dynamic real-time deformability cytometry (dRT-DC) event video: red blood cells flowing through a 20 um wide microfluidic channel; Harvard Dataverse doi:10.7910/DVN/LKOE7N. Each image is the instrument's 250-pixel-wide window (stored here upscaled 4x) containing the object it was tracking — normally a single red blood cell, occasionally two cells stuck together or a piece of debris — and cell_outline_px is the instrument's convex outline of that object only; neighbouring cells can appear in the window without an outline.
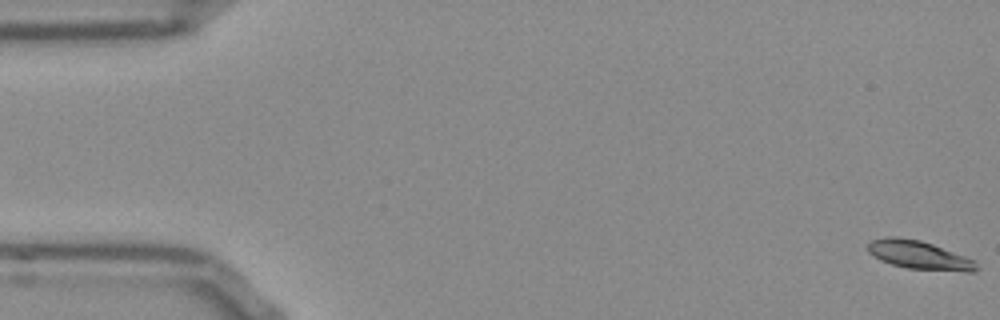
{"species": "Egyptian fruit bat (a non-hibernating species)", "species_latin": "Rousettus aegyptiacus", "temperature_condition": "room temperature", "stored_images_in_passage": 53, "camera_frame_rate_fps": 3000, "um_per_image_px": 0.085, "frame": {"image": 1, "passage_image": 1, "time_ms": 0.0, "image_size_px": [1000, 320], "cell_outline_px": [[980, 268], [976, 272], [964, 272], [908, 268], [892, 264], [880, 260], [868, 252], [868, 244], [872, 240], [888, 236], [896, 236], [920, 240], [932, 244], [964, 256], [972, 260]], "centroid_in_image_um": [78.13, 21.68], "position_along_channel_um": 6.9, "area_um2": 17.92}}
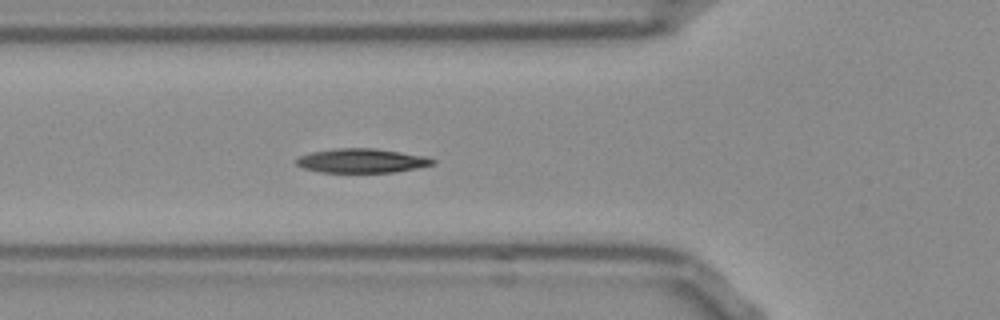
{"frame": {"image": 2, "passage_image": 19, "time_ms": 6.0, "image_size_px": [1000, 320], "cell_outline_px": [[436, 164], [396, 172], [320, 172], [304, 168], [296, 164], [296, 160], [300, 156], [312, 152], [336, 148], [372, 148], [400, 152], [424, 156], [436, 160]], "centroid_in_image_um": [30.77, 13.66], "position_along_channel_um": 95.0, "area_um2": 19.07}}
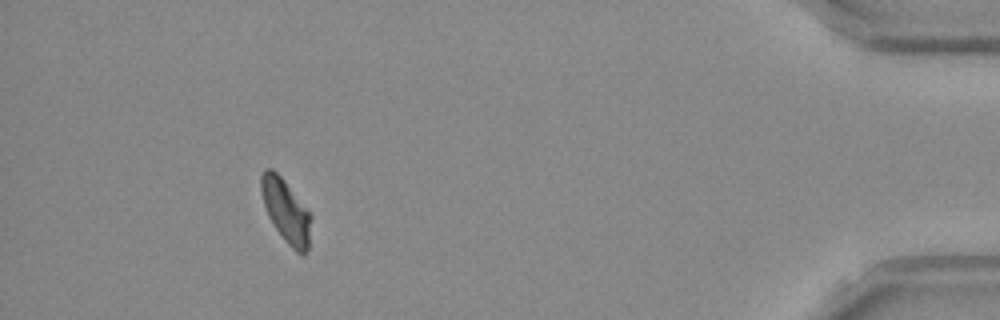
{"frame": {"image": 3, "passage_image": 49, "time_ms": 16.0, "image_size_px": [1000, 320], "cell_outline_px": [[312, 216], [308, 248], [304, 256], [300, 256], [284, 240], [268, 216], [264, 204], [260, 188], [260, 176], [264, 168], [272, 168], [284, 180]], "centroid_in_image_um": [24.3, 17.94], "position_along_channel_um": 410.9, "area_um2": 18.32}, "authors_computed_cell_mechanics": {"area_um2": 18.5538, "velocity_mm_per_s": 3.792, "shape_relaxation_time_tau1_ms": 5.207, "shape_relaxation_time_tau2_ms": null, "deformation_change_tau1": 0.1339, "deformation_change_tau2": null}}